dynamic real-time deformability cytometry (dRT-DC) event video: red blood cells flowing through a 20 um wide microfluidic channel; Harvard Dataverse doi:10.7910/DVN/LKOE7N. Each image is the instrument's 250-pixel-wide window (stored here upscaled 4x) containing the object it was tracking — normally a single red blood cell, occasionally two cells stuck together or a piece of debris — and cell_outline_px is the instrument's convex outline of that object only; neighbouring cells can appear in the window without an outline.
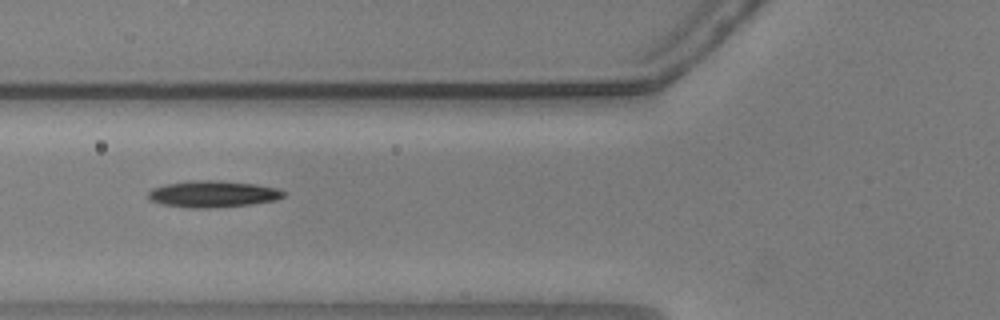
{"species": "common noctule bat (a hibernating species)", "species_latin": "Nyctalus noctula", "temperature_condition": "warm", "stored_images_in_passage": 30, "camera_frame_rate_fps": 3000, "um_per_image_px": 0.085, "animal": {"sex": "male", "body_mass_g": 20.5, "forearm_length_mm": 52.5}, "frame": {"image": 1, "passage_image": 4, "time_ms": 1.0, "image_size_px": [1000, 320], "cell_outline_px": [[288, 192], [284, 196], [276, 200], [252, 204], [216, 208], [192, 208], [160, 204], [148, 200], [148, 192], [152, 188], [164, 184], [196, 180], [216, 180], [256, 184], [276, 188]], "centroid_in_image_um": [18.09, 16.49], "position_along_channel_um": 107.7, "area_um2": 21.21}}
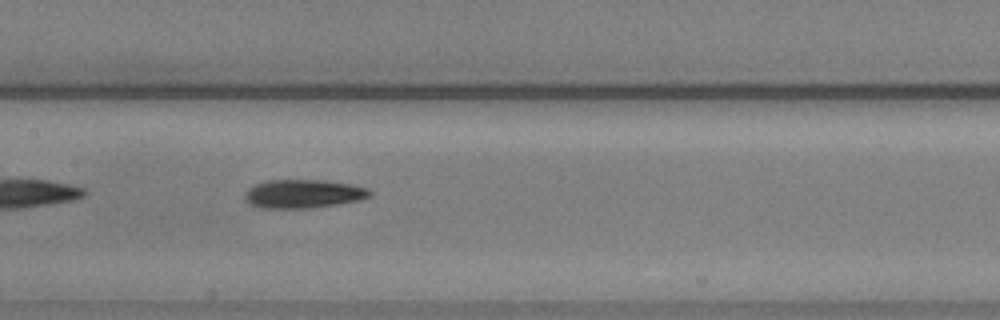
{"frame": {"image": 2, "passage_image": 10, "time_ms": 3.0, "image_size_px": [1000, 320], "cell_outline_px": [[372, 196], [360, 200], [336, 204], [308, 208], [260, 208], [248, 204], [244, 200], [244, 192], [248, 188], [256, 184], [268, 180], [324, 180], [352, 184], [368, 188], [372, 192]], "centroid_in_image_um": [25.76, 16.47], "position_along_channel_um": 181.6, "area_um2": 21.04}}
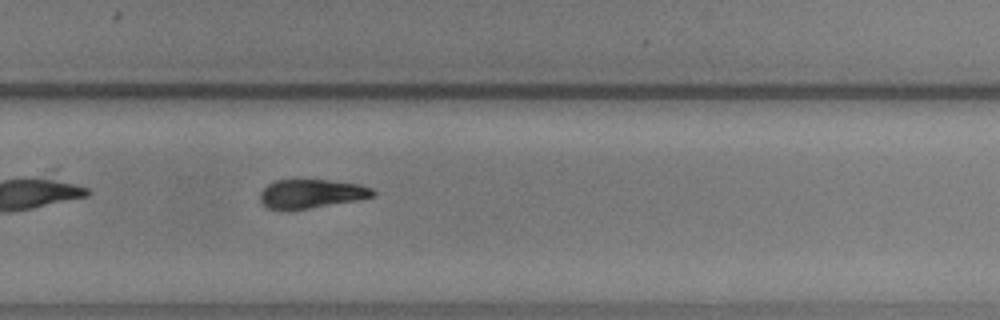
{"frame": {"image": 3, "passage_image": 20, "time_ms": 6.333, "image_size_px": [1000, 320], "cell_outline_px": [[376, 196], [356, 200], [284, 212], [268, 208], [260, 200], [260, 192], [268, 184], [276, 180], [328, 180], [356, 184], [372, 188], [376, 192]], "centroid_in_image_um": [26.42, 16.48], "position_along_channel_um": 303.4, "area_um2": 19.02}, "authors_computed_cell_mechanics": {"area_um2": 20.1433, "velocity_mm_per_s": 3.6675, "shape_relaxation_time_tau1_ms": 2.8321, "shape_relaxation_time_tau2_ms": null, "deformation_change_tau1": 0.1349, "deformation_change_tau2": null}}